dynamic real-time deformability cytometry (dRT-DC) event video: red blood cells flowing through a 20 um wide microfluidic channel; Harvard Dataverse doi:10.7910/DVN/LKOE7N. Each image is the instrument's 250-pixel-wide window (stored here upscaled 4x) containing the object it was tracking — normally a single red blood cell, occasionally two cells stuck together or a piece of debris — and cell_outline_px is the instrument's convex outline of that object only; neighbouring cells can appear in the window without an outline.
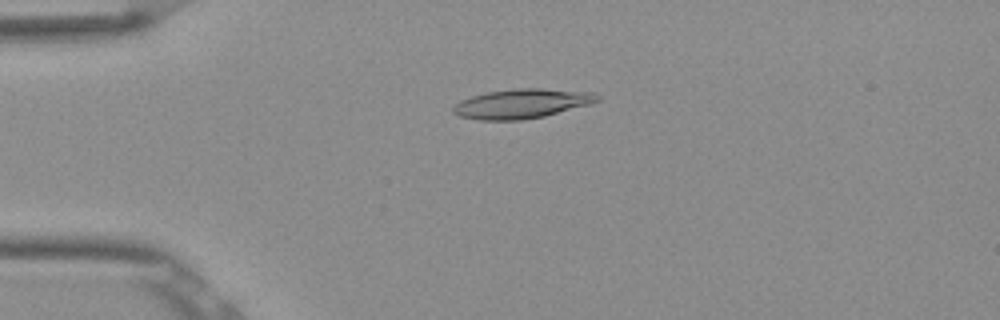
{"species": "Egyptian fruit bat (a non-hibernating species)", "species_latin": "Rousettus aegyptiacus", "temperature_condition": "room temperature", "stored_images_in_passage": 53, "camera_frame_rate_fps": 3000, "um_per_image_px": 0.085, "frame": {"image": 1, "passage_image": 13, "time_ms": 4.0, "image_size_px": [1000, 320], "cell_outline_px": [[600, 100], [592, 104], [544, 116], [520, 120], [480, 120], [460, 116], [452, 112], [452, 108], [460, 100], [484, 92], [516, 88], [540, 88], [596, 92], [600, 96]], "centroid_in_image_um": [44.39, 8.8], "position_along_channel_um": 40.6, "area_um2": 24.97}}
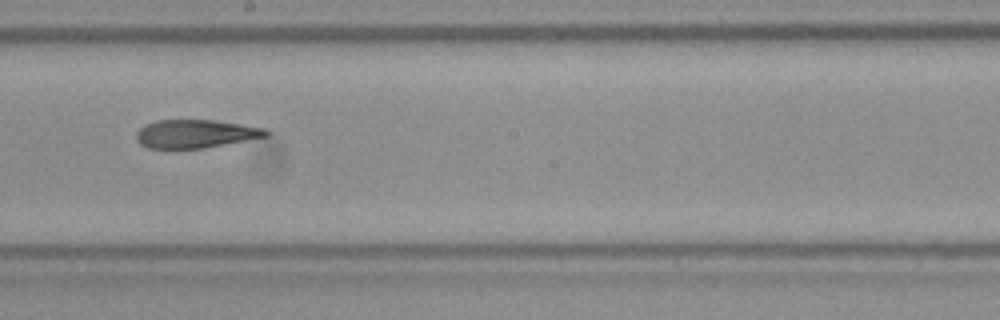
{"frame": {"image": 2, "passage_image": 30, "time_ms": 9.667, "image_size_px": [1000, 320], "cell_outline_px": [[268, 136], [204, 148], [148, 148], [140, 144], [136, 140], [136, 132], [144, 124], [156, 120], [212, 120], [240, 124], [264, 128], [268, 132]], "centroid_in_image_um": [16.57, 11.37], "position_along_channel_um": 231.6, "area_um2": 21.27}}
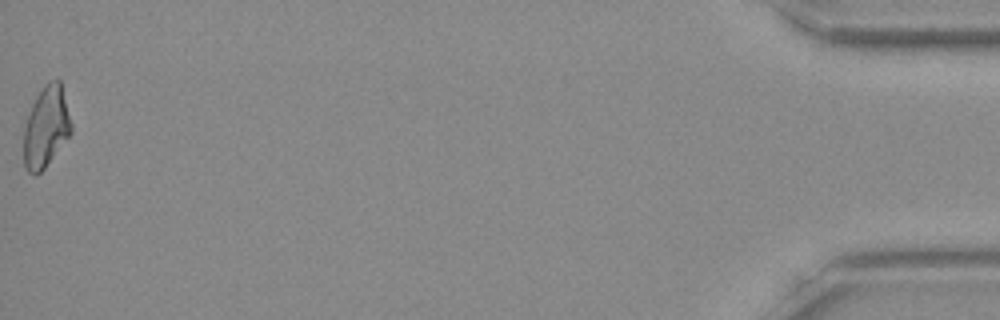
{"frame": {"image": 3, "passage_image": 53, "time_ms": 17.333, "image_size_px": [1000, 320], "cell_outline_px": [[72, 132], [44, 168], [36, 176], [28, 172], [24, 164], [24, 128], [32, 104], [36, 96], [44, 84], [48, 80], [60, 80], [72, 124]], "centroid_in_image_um": [3.92, 10.78], "position_along_channel_um": 431.3, "area_um2": 22.25}, "authors_computed_cell_mechanics": {"area_um2": 22.831, "velocity_mm_per_s": 3.877, "shape_relaxation_time_tau1_ms": null, "shape_relaxation_time_tau2_ms": 4.0352, "deformation_change_tau1": null, "deformation_change_tau2": 0.1267}}